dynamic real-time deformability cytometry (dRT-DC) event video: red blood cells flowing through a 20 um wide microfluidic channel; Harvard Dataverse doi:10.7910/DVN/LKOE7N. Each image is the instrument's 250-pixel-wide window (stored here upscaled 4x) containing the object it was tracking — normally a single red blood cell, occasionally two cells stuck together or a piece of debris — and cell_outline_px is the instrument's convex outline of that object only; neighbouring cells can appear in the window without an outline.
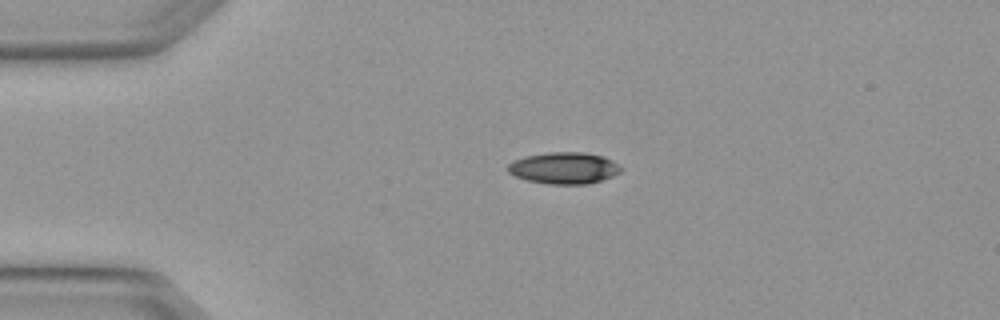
{"species": "Egyptian fruit bat (a non-hibernating species)", "species_latin": "Rousettus aegyptiacus", "temperature_condition": "warm", "stored_images_in_passage": 2, "camera_frame_rate_fps": 3000, "um_per_image_px": 0.085, "animal": {"sex": "female"}, "frame": {"image": 1, "passage_image": 1, "time_ms": 0.0, "image_size_px": [1000, 320], "cell_outline_px": [[620, 172], [612, 176], [588, 184], [548, 184], [528, 180], [516, 176], [508, 172], [508, 164], [512, 160], [524, 156], [548, 152], [584, 152], [604, 156], [612, 160], [620, 168]], "centroid_in_image_um": [47.91, 14.27], "position_along_channel_um": 37.1, "area_um2": 20.75}}